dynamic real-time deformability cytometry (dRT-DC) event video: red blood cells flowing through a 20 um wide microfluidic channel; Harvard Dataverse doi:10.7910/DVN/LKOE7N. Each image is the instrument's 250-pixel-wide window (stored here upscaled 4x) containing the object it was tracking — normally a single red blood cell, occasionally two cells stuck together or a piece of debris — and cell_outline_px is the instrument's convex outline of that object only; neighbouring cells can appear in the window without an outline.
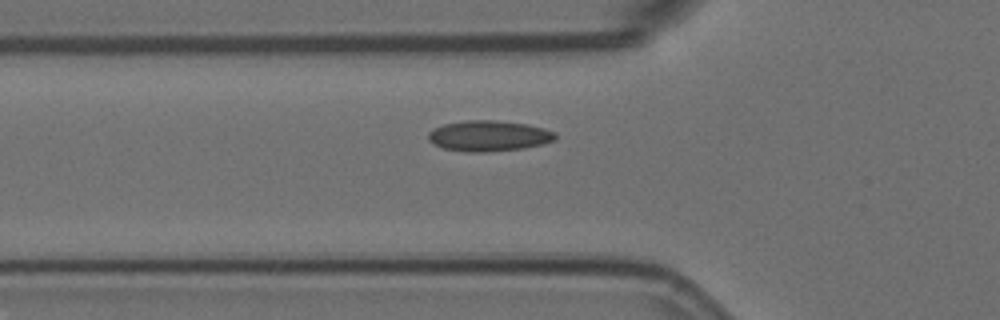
{"species": "Egyptian fruit bat (a non-hibernating species)", "species_latin": "Rousettus aegyptiacus", "temperature_condition": "room temperature", "stored_images_in_passage": 42, "camera_frame_rate_fps": 3000, "um_per_image_px": 0.085, "animal": {"sex": "female"}, "frame": {"image": 1, "passage_image": 8, "time_ms": 2.333, "image_size_px": [1000, 320], "cell_outline_px": [[556, 140], [544, 144], [524, 148], [484, 152], [468, 152], [444, 148], [432, 144], [428, 140], [428, 132], [432, 128], [444, 124], [464, 120], [496, 120], [528, 124], [544, 128], [556, 132]], "centroid_in_image_um": [41.55, 11.54], "position_along_channel_um": 84.3, "area_um2": 23.0}}
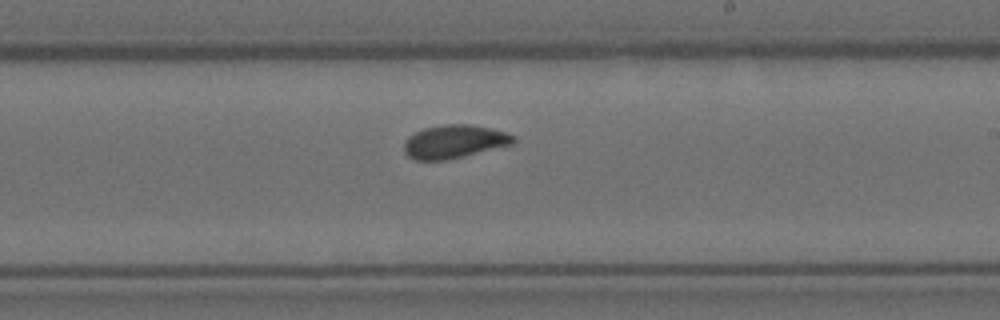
{"frame": {"image": 2, "passage_image": 22, "time_ms": 7.0, "image_size_px": [1000, 320], "cell_outline_px": [[516, 140], [512, 144], [464, 156], [444, 160], [416, 160], [408, 156], [404, 152], [404, 140], [408, 136], [424, 128], [444, 124], [472, 124], [492, 128], [516, 136]], "centroid_in_image_um": [38.6, 12.02], "position_along_channel_um": 250.4, "area_um2": 21.27}}
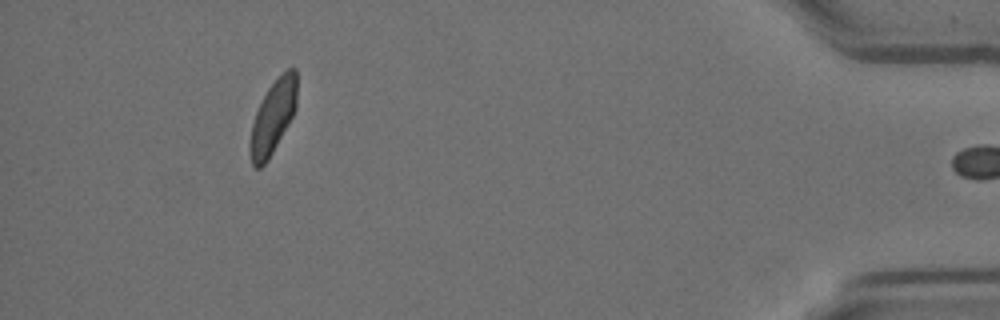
{"frame": {"image": 3, "passage_image": 41, "time_ms": 13.333, "image_size_px": [1000, 320], "cell_outline_px": [[296, 108], [288, 124], [268, 160], [260, 168], [256, 168], [252, 164], [248, 152], [248, 144], [252, 124], [256, 112], [268, 88], [288, 68], [296, 68]], "centroid_in_image_um": [23.17, 10.0], "position_along_channel_um": 412.0, "area_um2": 19.77}, "authors_computed_cell_mechanics": {"area_um2": 20.5479, "velocity_mm_per_s": 3.5527, "shape_relaxation_time_tau1_ms": 9.0864, "shape_relaxation_time_tau2_ms": 1.8917, "deformation_change_tau1": 0.1608, "deformation_change_tau2": 0.0433}}